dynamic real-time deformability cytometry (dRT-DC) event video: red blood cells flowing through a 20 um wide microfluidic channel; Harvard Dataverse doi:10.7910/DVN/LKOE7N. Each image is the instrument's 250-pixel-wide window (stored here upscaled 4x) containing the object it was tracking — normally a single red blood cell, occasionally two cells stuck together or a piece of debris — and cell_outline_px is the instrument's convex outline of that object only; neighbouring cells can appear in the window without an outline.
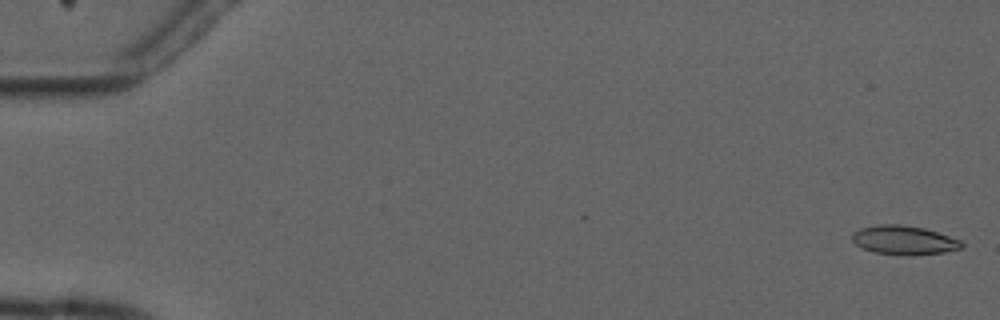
{"species": "common noctule bat (a hibernating species)", "species_latin": "Nyctalus noctula", "temperature_condition": "cold", "stored_images_in_passage": 5, "camera_frame_rate_fps": 3000, "um_per_image_px": 0.085, "animal": {"sex": "male", "forearm_length_mm": 52.5}, "frame": {"image": 1, "passage_image": 1, "time_ms": 0.0, "image_size_px": [1000, 320], "cell_outline_px": [[964, 248], [944, 252], [908, 256], [904, 256], [872, 252], [856, 244], [852, 240], [852, 232], [860, 228], [876, 224], [900, 224], [924, 228], [960, 240], [964, 244]], "centroid_in_image_um": [76.82, 20.42], "position_along_channel_um": 8.2, "area_um2": 18.67}}
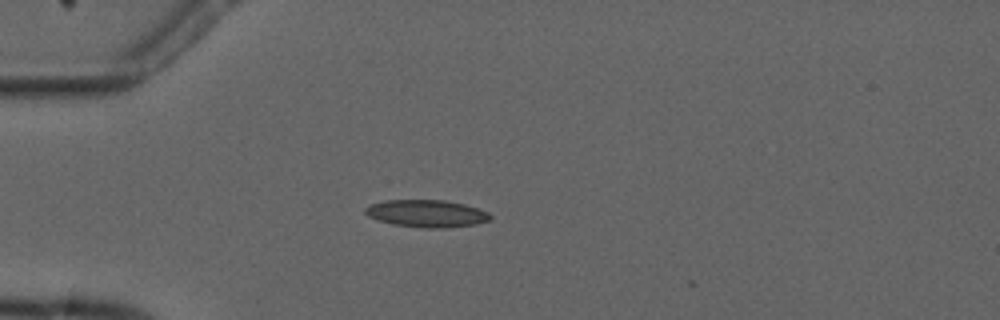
{"frame": {"image": 2, "passage_image": 5, "time_ms": 4.667, "image_size_px": [1000, 320], "cell_outline_px": [[492, 216], [488, 220], [476, 224], [444, 228], [424, 228], [392, 224], [376, 220], [368, 216], [364, 212], [364, 208], [368, 204], [384, 200], [444, 200], [464, 204], [488, 212]], "centroid_in_image_um": [36.2, 18.14], "position_along_channel_um": 48.8, "area_um2": 20.0}}